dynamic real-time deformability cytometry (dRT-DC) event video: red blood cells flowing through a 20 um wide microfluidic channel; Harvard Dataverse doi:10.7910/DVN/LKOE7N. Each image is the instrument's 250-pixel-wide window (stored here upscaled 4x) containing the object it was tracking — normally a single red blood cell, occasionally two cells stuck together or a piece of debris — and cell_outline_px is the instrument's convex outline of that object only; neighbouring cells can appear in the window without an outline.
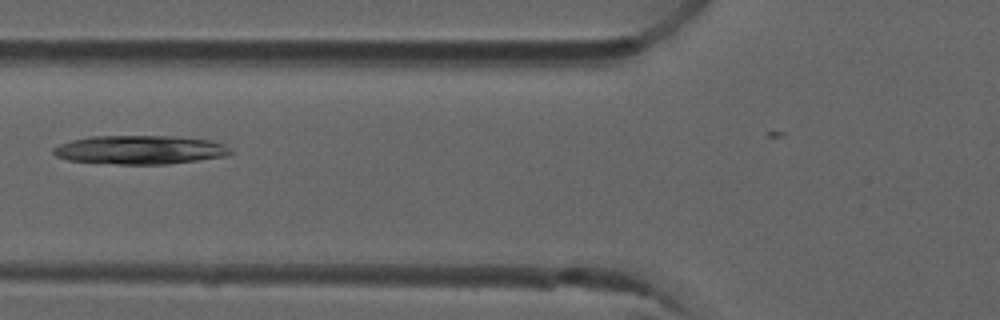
{"species": "common noctule bat (a hibernating species)", "species_latin": "Nyctalus noctula", "temperature_condition": "room temperature", "stored_images_in_passage": 6, "camera_frame_rate_fps": 3000, "um_per_image_px": 0.085, "animal": {"sex": "male", "forearm_length_mm": 52.5}, "frame": {"image": 1, "passage_image": 5, "time_ms": 1.333, "image_size_px": [1000, 320], "cell_outline_px": [[232, 152], [228, 156], [168, 164], [116, 164], [68, 160], [56, 156], [52, 152], [52, 148], [60, 144], [72, 140], [92, 136], [172, 136], [208, 140], [224, 144]], "centroid_in_image_um": [11.89, 12.73], "position_along_channel_um": 113.9, "area_um2": 29.59}}